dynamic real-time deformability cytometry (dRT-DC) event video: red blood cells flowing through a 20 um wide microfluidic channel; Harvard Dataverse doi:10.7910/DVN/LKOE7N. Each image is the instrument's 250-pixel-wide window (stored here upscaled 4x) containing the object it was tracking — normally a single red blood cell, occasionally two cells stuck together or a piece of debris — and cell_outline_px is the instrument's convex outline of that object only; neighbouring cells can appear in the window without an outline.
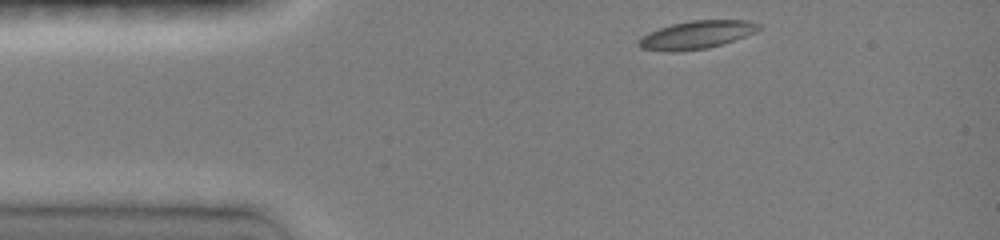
{"species": "common noctule bat (a hibernating species)", "species_latin": "Nyctalus noctula", "temperature_condition": "room temperature", "stored_images_in_passage": 9, "camera_frame_rate_fps": 3000, "um_per_image_px": 0.085, "animal": {"sex": "female", "body_mass_g": 19.0, "forearm_length_mm": 51.5}, "frame": {"image": 1, "passage_image": 1, "time_ms": 0.0, "image_size_px": [1000, 240], "cell_outline_px": [[764, 28], [756, 32], [708, 48], [680, 52], [668, 52], [640, 48], [636, 44], [640, 36], [648, 32], [672, 24], [692, 20], [748, 20], [760, 24]], "centroid_in_image_um": [59.18, 2.96], "position_along_channel_um": 25.8, "area_um2": 19.77}}
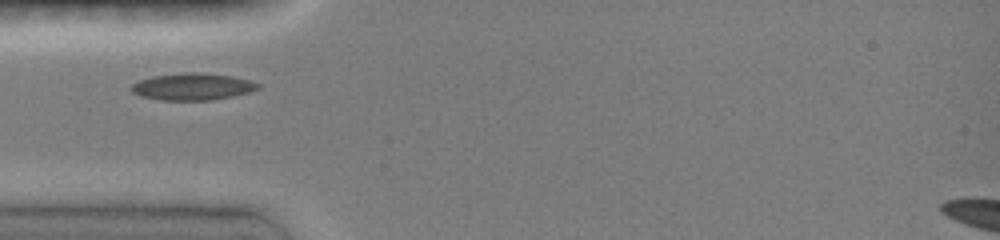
{"frame": {"image": 2, "passage_image": 6, "time_ms": 2.333, "image_size_px": [1000, 240], "cell_outline_px": [[260, 88], [248, 92], [232, 96], [212, 100], [160, 100], [140, 96], [132, 92], [128, 88], [132, 84], [140, 80], [152, 76], [184, 72], [204, 72], [232, 76], [248, 80], [260, 84]], "centroid_in_image_um": [16.33, 7.36], "position_along_channel_um": 68.7, "area_um2": 20.0}}
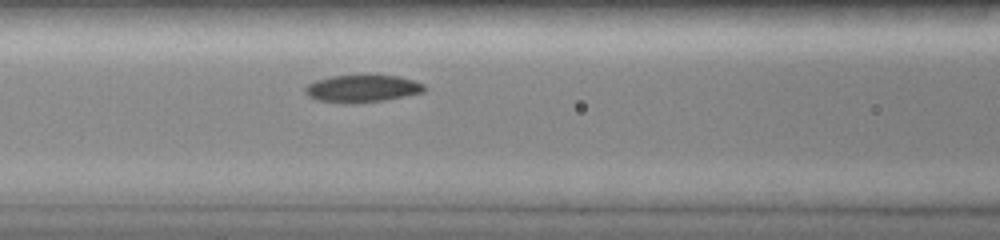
{"frame": {"image": 3, "passage_image": 9, "time_ms": 4.0, "image_size_px": [1000, 240], "cell_outline_px": [[424, 92], [384, 100], [356, 104], [348, 104], [316, 100], [308, 96], [304, 92], [304, 88], [308, 84], [316, 80], [332, 76], [400, 76], [424, 84]], "centroid_in_image_um": [30.74, 7.55], "position_along_channel_um": 135.9, "area_um2": 18.9}}